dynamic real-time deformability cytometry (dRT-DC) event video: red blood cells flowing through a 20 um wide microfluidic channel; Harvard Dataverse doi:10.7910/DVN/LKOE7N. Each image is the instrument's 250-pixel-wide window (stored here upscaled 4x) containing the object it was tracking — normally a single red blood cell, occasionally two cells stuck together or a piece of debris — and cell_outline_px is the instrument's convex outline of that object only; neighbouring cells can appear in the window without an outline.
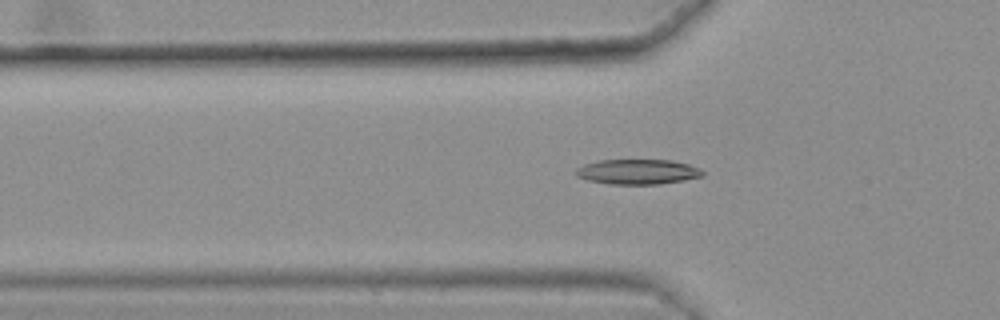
{"species": "common noctule bat (a hibernating species)", "species_latin": "Nyctalus noctula", "temperature_condition": "warm", "stored_images_in_passage": 33, "camera_frame_rate_fps": 3000, "um_per_image_px": 0.085, "animal": {"sex": "female", "body_mass_g": 25.1}, "frame": {"image": 1, "passage_image": 3, "time_ms": 0.667, "image_size_px": [1000, 320], "cell_outline_px": [[704, 176], [684, 180], [660, 184], [612, 184], [588, 180], [576, 176], [576, 168], [584, 164], [600, 160], [672, 160], [688, 164], [700, 168], [704, 172]], "centroid_in_image_um": [54.23, 14.6], "position_along_channel_um": 71.6, "area_um2": 18.5}}
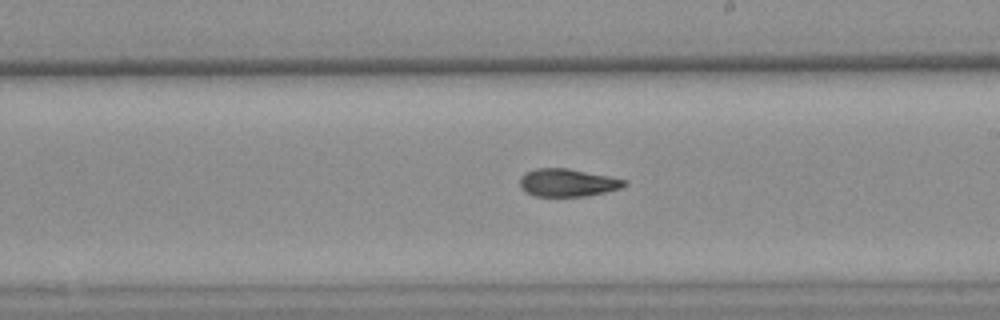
{"frame": {"image": 2, "passage_image": 17, "time_ms": 5.333, "image_size_px": [1000, 320], "cell_outline_px": [[628, 184], [620, 188], [588, 196], [532, 196], [524, 192], [520, 188], [520, 176], [524, 172], [536, 168], [568, 168], [628, 180]], "centroid_in_image_um": [48.2, 15.53], "position_along_channel_um": 240.8, "area_um2": 17.11}}
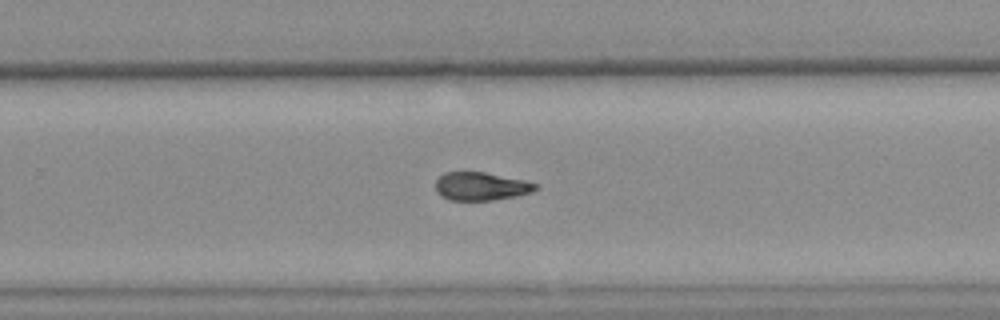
{"frame": {"image": 3, "passage_image": 21, "time_ms": 6.667, "image_size_px": [1000, 320], "cell_outline_px": [[540, 188], [532, 192], [516, 196], [492, 200], [448, 200], [440, 196], [436, 192], [436, 180], [444, 172], [484, 172], [524, 180], [540, 184]], "centroid_in_image_um": [40.9, 15.84], "position_along_channel_um": 288.9, "area_um2": 16.59}, "authors_computed_cell_mechanics": {"area_um2": 17.34, "velocity_mm_per_s": 3.6218, "shape_relaxation_time_tau1_ms": 9.7324, "shape_relaxation_time_tau2_ms": 4.8768, "deformation_change_tau1": 0.2211, "deformation_change_tau2": 0.1277}}